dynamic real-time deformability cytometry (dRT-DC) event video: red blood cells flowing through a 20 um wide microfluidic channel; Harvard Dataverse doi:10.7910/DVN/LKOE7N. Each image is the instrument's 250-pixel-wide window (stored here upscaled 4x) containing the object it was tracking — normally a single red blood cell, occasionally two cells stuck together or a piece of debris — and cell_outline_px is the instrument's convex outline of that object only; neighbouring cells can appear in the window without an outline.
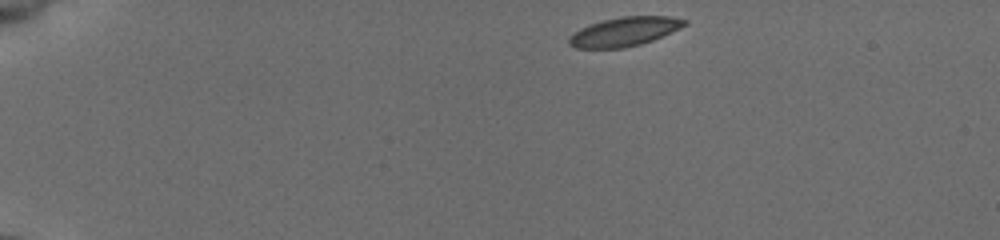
{"species": "common noctule bat (a hibernating species)", "species_latin": "Nyctalus noctula", "temperature_condition": "cold", "stored_images_in_passage": 45, "camera_frame_rate_fps": 3000, "um_per_image_px": 0.085, "animal": {"sex": "female", "body_mass_g": 19.5, "forearm_length_mm": 54.1}, "frame": {"image": 1, "passage_image": 1, "time_ms": 0.0, "image_size_px": [1000, 240], "cell_outline_px": [[688, 24], [652, 40], [640, 44], [624, 48], [576, 48], [568, 44], [568, 36], [580, 28], [588, 24], [604, 20], [624, 16], [668, 16], [688, 20]], "centroid_in_image_um": [53.04, 2.69], "position_along_channel_um": 32.0, "area_um2": 19.48}}
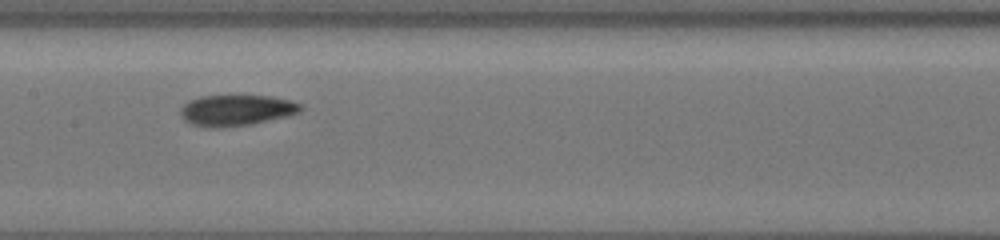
{"frame": {"image": 2, "passage_image": 20, "time_ms": 6.333, "image_size_px": [1000, 240], "cell_outline_px": [[304, 108], [300, 112], [252, 124], [220, 128], [204, 128], [188, 124], [180, 116], [180, 108], [188, 100], [200, 96], [272, 96], [288, 100], [300, 104]], "centroid_in_image_um": [20.0, 9.39], "position_along_channel_um": 187.4, "area_um2": 21.85}}
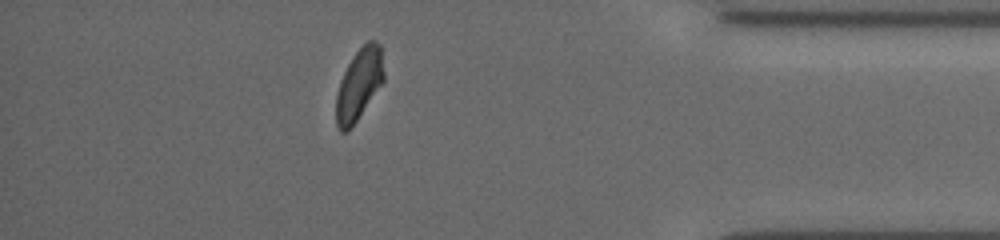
{"frame": {"image": 3, "passage_image": 39, "time_ms": 12.667, "image_size_px": [1000, 240], "cell_outline_px": [[384, 80], [348, 132], [340, 132], [336, 124], [336, 96], [340, 80], [348, 64], [356, 52], [368, 40], [376, 40], [380, 44], [384, 72]], "centroid_in_image_um": [30.51, 7.17], "position_along_channel_um": 404.7, "area_um2": 19.65}, "authors_computed_cell_mechanics": {"area_um2": 20.519, "velocity_mm_per_s": 3.869, "shape_relaxation_time_tau1_ms": 2.4953, "shape_relaxation_time_tau2_ms": 3.0374, "deformation_change_tau1": 0.1305, "deformation_change_tau2": 0.0784}}